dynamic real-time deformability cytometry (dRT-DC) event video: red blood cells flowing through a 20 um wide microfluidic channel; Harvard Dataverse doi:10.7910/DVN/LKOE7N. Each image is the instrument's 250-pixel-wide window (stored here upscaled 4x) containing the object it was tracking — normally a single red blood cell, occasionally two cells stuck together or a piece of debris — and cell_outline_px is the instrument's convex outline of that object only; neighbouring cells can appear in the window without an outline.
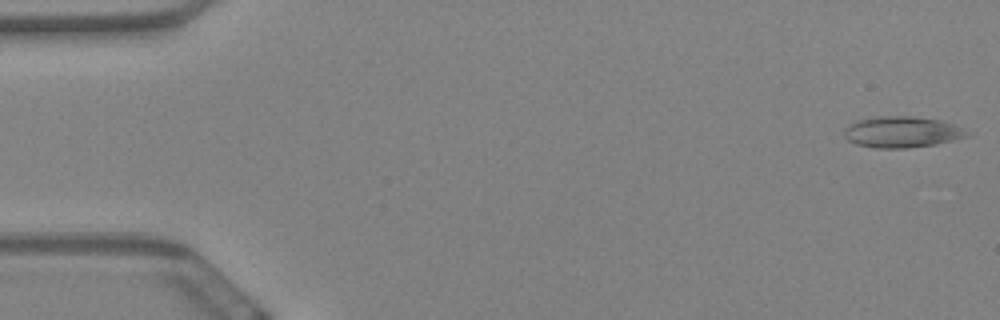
{"species": "Egyptian fruit bat (a non-hibernating species)", "species_latin": "Rousettus aegyptiacus", "temperature_condition": "warm", "stored_images_in_passage": 59, "camera_frame_rate_fps": 3000, "um_per_image_px": 0.085, "animal": {"sex": "female"}, "frame": {"image": 1, "passage_image": 1, "time_ms": 0.0, "image_size_px": [1000, 320], "cell_outline_px": [[972, 132], [968, 136], [936, 144], [908, 148], [872, 148], [856, 144], [848, 140], [844, 136], [844, 128], [856, 120], [876, 116], [912, 116], [940, 120], [952, 124]], "centroid_in_image_um": [76.64, 11.22], "position_along_channel_um": 8.4, "area_um2": 22.43}}
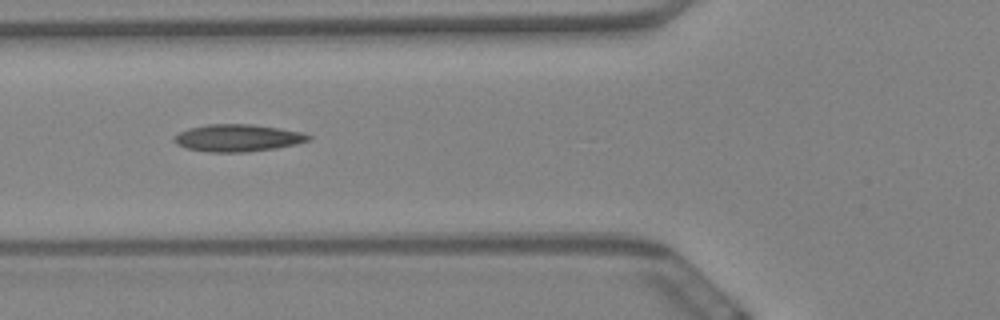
{"frame": {"image": 2, "passage_image": 22, "time_ms": 7.0, "image_size_px": [1000, 320], "cell_outline_px": [[312, 140], [296, 144], [276, 148], [248, 152], [208, 152], [188, 148], [176, 144], [172, 140], [172, 136], [188, 128], [208, 124], [252, 124], [304, 132], [312, 136]], "centroid_in_image_um": [20.22, 11.72], "position_along_channel_um": 105.6, "area_um2": 21.5}}
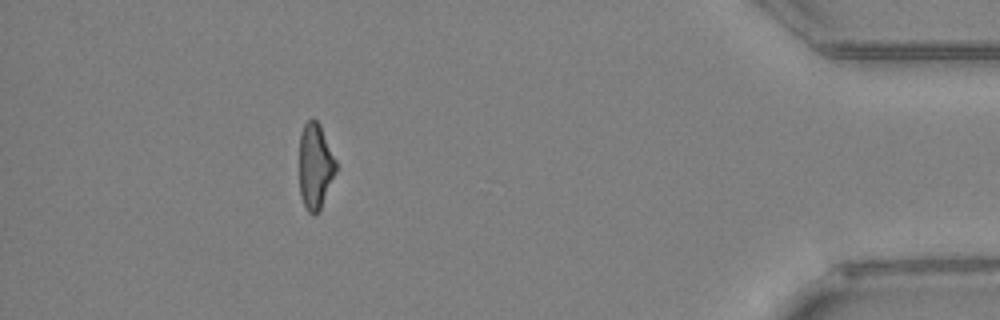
{"frame": {"image": 3, "passage_image": 53, "time_ms": 17.333, "image_size_px": [1000, 320], "cell_outline_px": [[336, 172], [320, 208], [312, 216], [308, 212], [300, 196], [300, 132], [304, 124], [312, 116], [320, 124], [336, 160]], "centroid_in_image_um": [26.79, 14.08], "position_along_channel_um": 408.4, "area_um2": 18.21}, "authors_computed_cell_mechanics": {"area_um2": 20.3456, "velocity_mm_per_s": 3.4497, "shape_relaxation_time_tau1_ms": null, "shape_relaxation_time_tau2_ms": 3.0707, "deformation_change_tau1": null, "deformation_change_tau2": 0.1328}}